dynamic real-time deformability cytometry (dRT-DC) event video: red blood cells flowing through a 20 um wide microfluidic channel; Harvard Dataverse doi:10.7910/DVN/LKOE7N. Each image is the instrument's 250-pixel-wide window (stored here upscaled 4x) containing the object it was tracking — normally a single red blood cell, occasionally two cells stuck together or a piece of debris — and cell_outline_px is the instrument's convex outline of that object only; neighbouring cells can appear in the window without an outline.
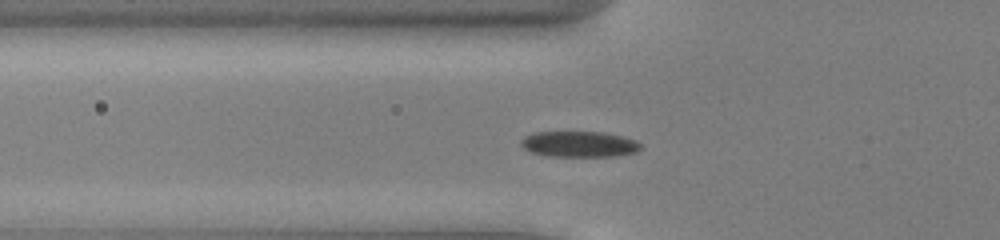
{"species": "common noctule bat (a hibernating species)", "species_latin": "Nyctalus noctula", "temperature_condition": "cold", "stored_images_in_passage": 46, "camera_frame_rate_fps": 3000, "um_per_image_px": 0.085, "animal": {"sex": "male", "body_mass_g": 13.0, "forearm_length_mm": 53.1}, "frame": {"image": 1, "passage_image": 12, "time_ms": 3.667, "image_size_px": [1000, 240], "cell_outline_px": [[640, 148], [636, 152], [616, 156], [548, 156], [532, 152], [524, 148], [520, 144], [520, 140], [524, 136], [536, 132], [604, 132], [636, 140], [640, 144]], "centroid_in_image_um": [49.21, 12.25], "position_along_channel_um": 76.6, "area_um2": 17.92}}
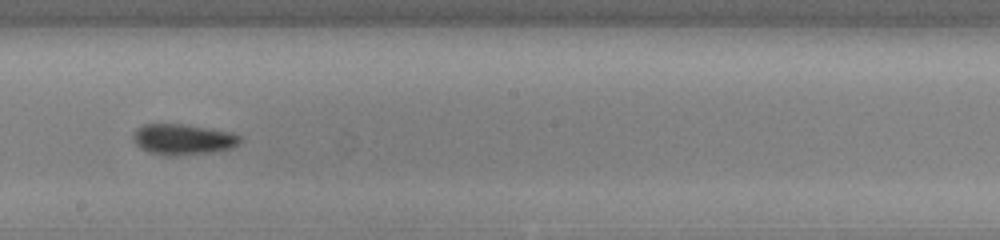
{"frame": {"image": 2, "passage_image": 24, "time_ms": 7.667, "image_size_px": [1000, 240], "cell_outline_px": [[244, 140], [232, 148], [212, 152], [176, 156], [164, 156], [148, 152], [140, 148], [132, 140], [132, 136], [136, 128], [144, 124], [184, 124], [232, 132], [240, 136]], "centroid_in_image_um": [15.54, 11.85], "position_along_channel_um": 232.7, "area_um2": 19.48}}
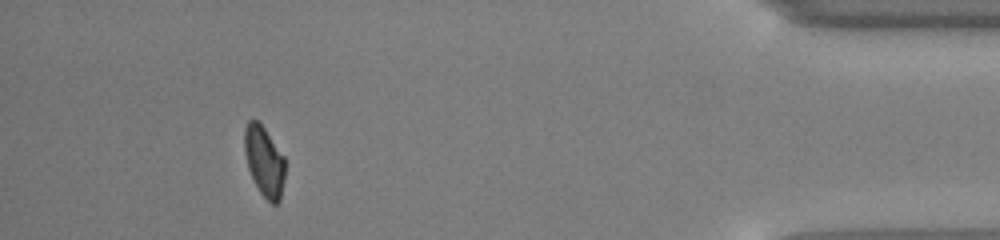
{"frame": {"image": 3, "passage_image": 42, "time_ms": 13.667, "image_size_px": [1000, 240], "cell_outline_px": [[284, 180], [280, 200], [276, 204], [272, 204], [260, 192], [248, 168], [244, 152], [244, 128], [248, 120], [256, 120], [264, 128], [284, 156]], "centroid_in_image_um": [22.45, 13.7], "position_along_channel_um": 412.8, "area_um2": 16.42}, "authors_computed_cell_mechanics": {"area_um2": 18.0625, "velocity_mm_per_s": 3.9057, "shape_relaxation_time_tau1_ms": 1.8143, "shape_relaxation_time_tau2_ms": 2.5393, "deformation_change_tau1": 0.089, "deformation_change_tau2": 0.0721}}